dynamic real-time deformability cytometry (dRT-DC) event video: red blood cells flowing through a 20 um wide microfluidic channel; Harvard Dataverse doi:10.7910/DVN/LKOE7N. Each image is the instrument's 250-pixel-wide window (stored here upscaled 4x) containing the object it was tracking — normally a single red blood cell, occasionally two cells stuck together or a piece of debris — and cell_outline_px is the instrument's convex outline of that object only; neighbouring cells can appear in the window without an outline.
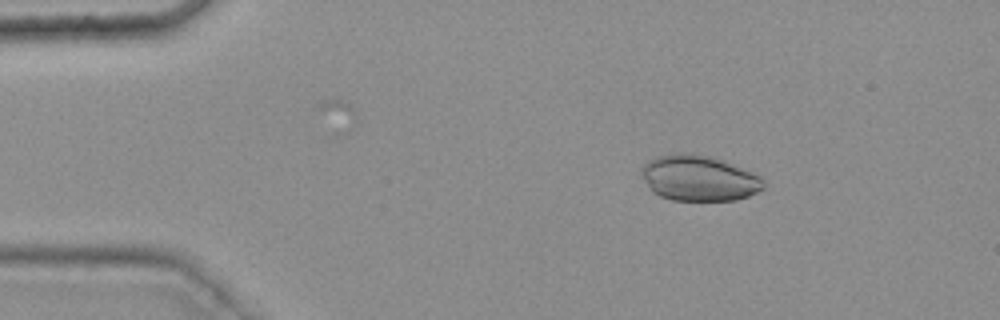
{"species": "common noctule bat (a hibernating species)", "species_latin": "Nyctalus noctula", "temperature_condition": "warm", "stored_images_in_passage": 45, "camera_frame_rate_fps": 3000, "um_per_image_px": 0.085, "animal": {"sex": "female", "body_mass_g": 25.1}, "frame": {"image": 1, "passage_image": 5, "time_ms": 1.333, "image_size_px": [1000, 320], "cell_outline_px": [[764, 188], [748, 196], [736, 200], [672, 200], [660, 196], [652, 192], [644, 180], [640, 172], [640, 168], [648, 160], [656, 156], [680, 152], [688, 152], [712, 156], [724, 160], [752, 172], [760, 176], [764, 180]], "centroid_in_image_um": [59.39, 15.12], "position_along_channel_um": 25.6, "area_um2": 32.77}}
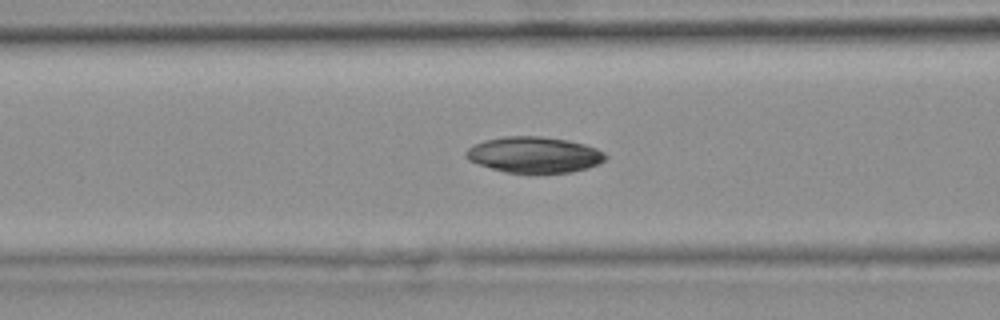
{"frame": {"image": 2, "passage_image": 18, "time_ms": 5.667, "image_size_px": [1000, 320], "cell_outline_px": [[608, 156], [604, 160], [588, 168], [572, 172], [532, 176], [504, 172], [468, 160], [464, 156], [464, 152], [468, 148], [484, 140], [504, 136], [540, 136], [568, 140], [584, 144], [596, 148], [604, 152]], "centroid_in_image_um": [45.4, 13.19], "position_along_channel_um": 121.2, "area_um2": 30.0}}
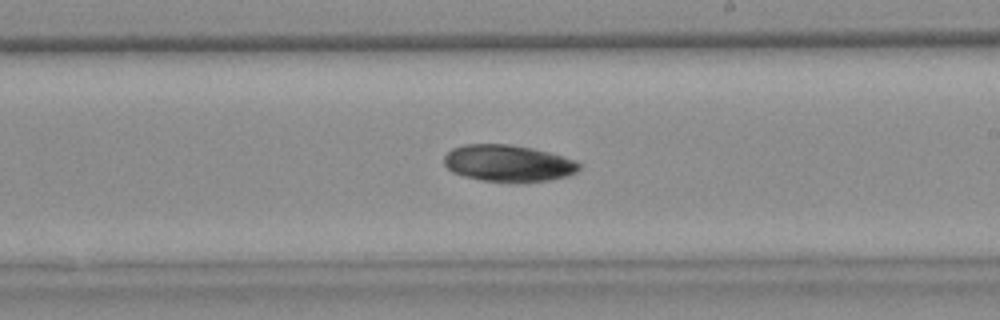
{"frame": {"image": 3, "passage_image": 28, "time_ms": 9.0, "image_size_px": [1000, 320], "cell_outline_px": [[580, 168], [576, 172], [568, 176], [548, 180], [520, 184], [480, 180], [464, 176], [452, 172], [444, 164], [444, 156], [452, 148], [464, 144], [508, 144], [532, 148], [548, 152], [576, 160], [580, 164]], "centroid_in_image_um": [43.2, 13.9], "position_along_channel_um": 245.8, "area_um2": 29.36}}